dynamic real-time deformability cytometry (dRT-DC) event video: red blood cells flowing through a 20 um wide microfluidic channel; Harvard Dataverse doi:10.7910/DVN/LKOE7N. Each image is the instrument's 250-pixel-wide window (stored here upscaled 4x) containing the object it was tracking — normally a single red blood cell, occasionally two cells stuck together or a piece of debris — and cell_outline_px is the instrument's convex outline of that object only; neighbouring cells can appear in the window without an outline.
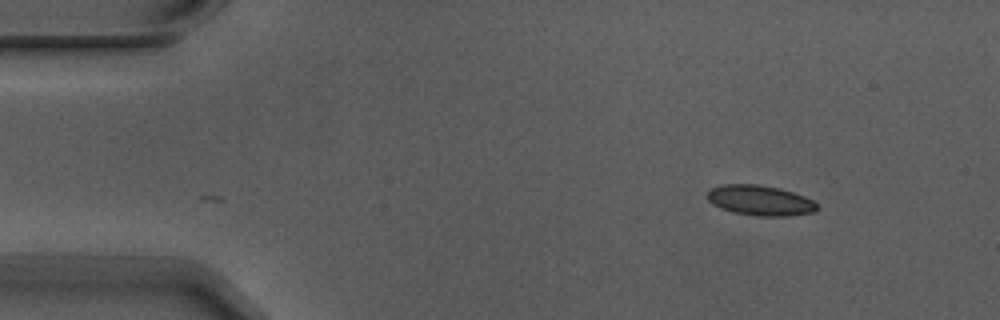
{"species": "Egyptian fruit bat (a non-hibernating species)", "species_latin": "Rousettus aegyptiacus", "temperature_condition": "warm", "stored_images_in_passage": 2, "camera_frame_rate_fps": 3000, "um_per_image_px": 0.085, "animal": {"sex": "male"}, "frame": {"image": 1, "passage_image": 2, "time_ms": 0.333, "image_size_px": [1000, 320], "cell_outline_px": [[816, 208], [812, 212], [788, 216], [756, 216], [732, 212], [720, 208], [712, 204], [708, 200], [708, 188], [724, 184], [756, 184], [780, 188], [804, 196], [812, 200], [816, 204]], "centroid_in_image_um": [64.55, 17.03], "position_along_channel_um": 20.5, "area_um2": 19.31}}